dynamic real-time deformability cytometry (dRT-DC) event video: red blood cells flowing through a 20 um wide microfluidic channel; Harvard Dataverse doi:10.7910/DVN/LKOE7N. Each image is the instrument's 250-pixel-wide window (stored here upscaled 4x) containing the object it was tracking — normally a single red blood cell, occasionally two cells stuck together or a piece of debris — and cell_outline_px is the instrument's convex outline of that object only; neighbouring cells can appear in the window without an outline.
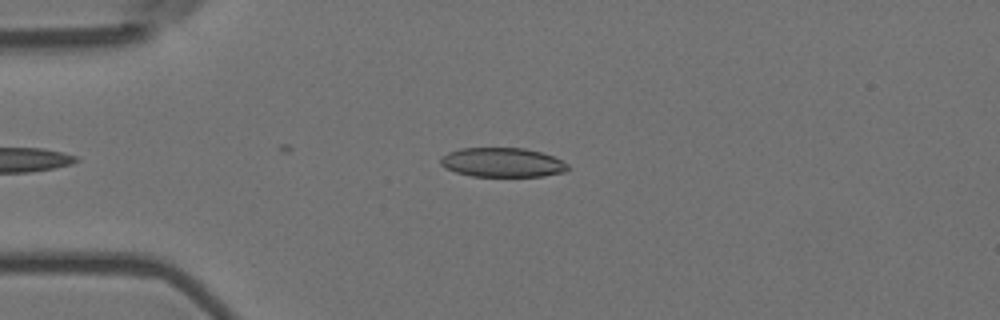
{"species": "Egyptian fruit bat (a non-hibernating species)", "species_latin": "Rousettus aegyptiacus", "temperature_condition": "room temperature", "stored_images_in_passage": 8, "camera_frame_rate_fps": 3000, "um_per_image_px": 0.085, "animal": {"sex": "female"}, "frame": {"image": 1, "passage_image": 3, "time_ms": 0.667, "image_size_px": [1000, 320], "cell_outline_px": [[568, 168], [564, 172], [544, 176], [472, 176], [456, 172], [444, 168], [440, 164], [440, 156], [448, 152], [460, 148], [524, 148], [540, 152], [552, 156], [568, 164]], "centroid_in_image_um": [42.65, 13.8], "position_along_channel_um": 42.3, "area_um2": 21.73}}
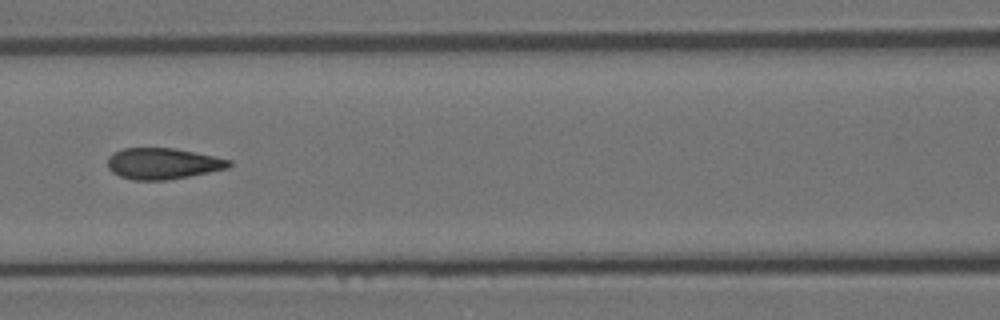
{"frame": {"image": 2, "passage_image": 6, "time_ms": 1.667, "image_size_px": [1000, 320], "cell_outline_px": [[232, 164], [228, 168], [168, 180], [132, 180], [120, 176], [112, 172], [108, 168], [108, 156], [112, 152], [124, 148], [176, 148], [196, 152], [232, 160]], "centroid_in_image_um": [13.83, 13.9], "position_along_channel_um": 152.8, "area_um2": 22.14}}
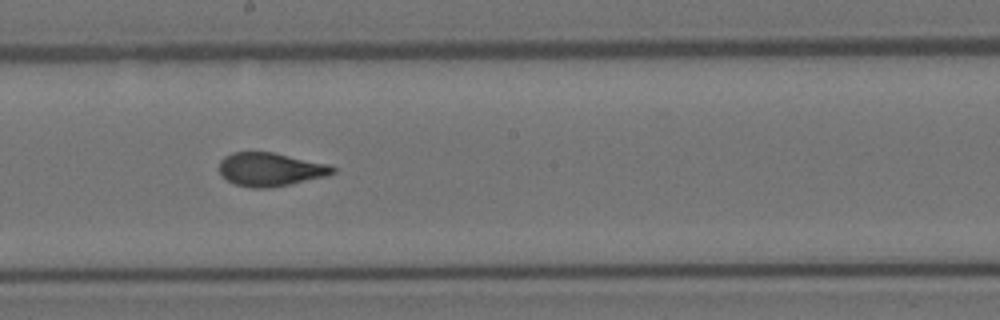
{"frame": {"image": 3, "passage_image": 8, "time_ms": 2.333, "image_size_px": [1000, 320], "cell_outline_px": [[336, 172], [328, 176], [268, 188], [252, 188], [232, 184], [220, 172], [220, 160], [224, 156], [232, 152], [272, 152], [328, 164], [336, 168]], "centroid_in_image_um": [22.98, 14.4], "position_along_channel_um": 225.2, "area_um2": 22.08}}